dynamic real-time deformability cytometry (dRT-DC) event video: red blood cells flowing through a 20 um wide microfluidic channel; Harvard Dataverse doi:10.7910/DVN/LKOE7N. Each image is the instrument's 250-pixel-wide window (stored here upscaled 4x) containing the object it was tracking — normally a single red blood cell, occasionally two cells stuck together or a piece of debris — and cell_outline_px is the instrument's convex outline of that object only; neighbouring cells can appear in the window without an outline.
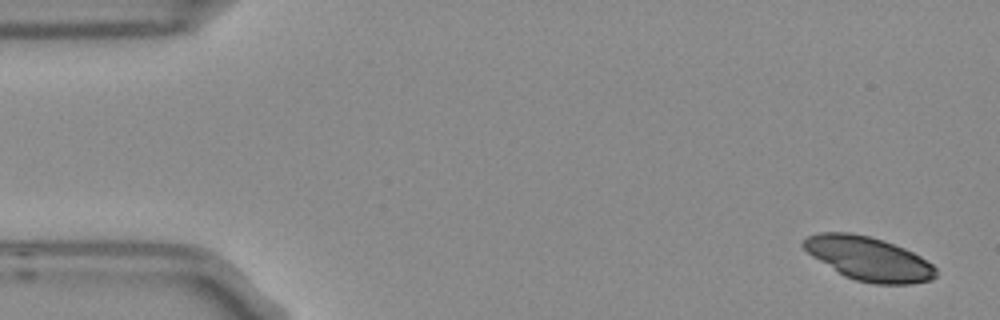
{"species": "Egyptian fruit bat (a non-hibernating species)", "species_latin": "Rousettus aegyptiacus", "temperature_condition": "room temperature", "stored_images_in_passage": 5, "camera_frame_rate_fps": 3000, "um_per_image_px": 0.085, "frame": {"image": 1, "passage_image": 1, "time_ms": 0.0, "image_size_px": [1000, 320], "cell_outline_px": [[936, 276], [932, 280], [912, 284], [876, 284], [856, 280], [844, 276], [812, 256], [800, 244], [808, 236], [820, 232], [848, 232], [868, 236], [884, 240], [904, 248], [920, 256], [932, 264], [936, 268]], "centroid_in_image_um": [73.84, 21.99], "position_along_channel_um": 11.2, "area_um2": 33.64}}